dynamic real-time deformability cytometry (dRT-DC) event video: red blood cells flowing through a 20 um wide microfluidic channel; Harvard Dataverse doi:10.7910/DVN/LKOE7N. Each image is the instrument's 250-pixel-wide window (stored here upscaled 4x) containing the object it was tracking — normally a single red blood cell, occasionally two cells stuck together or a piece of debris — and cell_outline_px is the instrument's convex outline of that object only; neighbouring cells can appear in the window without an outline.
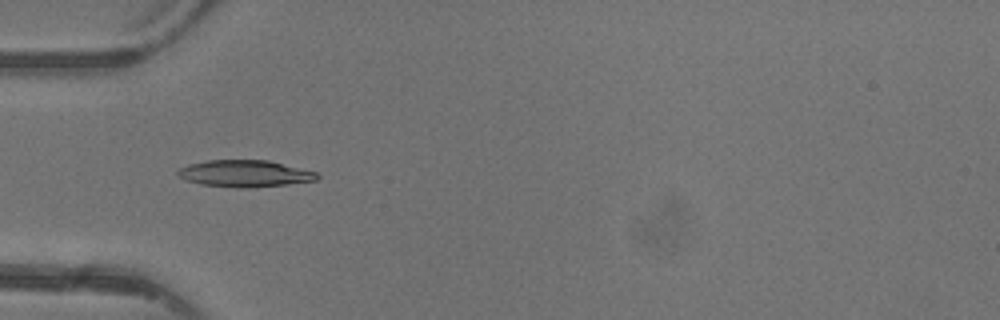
{"species": "common noctule bat (a hibernating species)", "species_latin": "Nyctalus noctula", "temperature_condition": "warm", "stored_images_in_passage": 4, "camera_frame_rate_fps": 3000, "um_per_image_px": 0.085, "animal": {"sex": "female"}, "frame": {"image": 1, "passage_image": 4, "time_ms": 3.667, "image_size_px": [1000, 320], "cell_outline_px": [[320, 176], [316, 180], [288, 184], [248, 188], [236, 188], [200, 184], [188, 180], [180, 176], [176, 172], [180, 168], [188, 164], [208, 160], [268, 160], [316, 172]], "centroid_in_image_um": [20.81, 14.75], "position_along_channel_um": 64.2, "area_um2": 21.62}}